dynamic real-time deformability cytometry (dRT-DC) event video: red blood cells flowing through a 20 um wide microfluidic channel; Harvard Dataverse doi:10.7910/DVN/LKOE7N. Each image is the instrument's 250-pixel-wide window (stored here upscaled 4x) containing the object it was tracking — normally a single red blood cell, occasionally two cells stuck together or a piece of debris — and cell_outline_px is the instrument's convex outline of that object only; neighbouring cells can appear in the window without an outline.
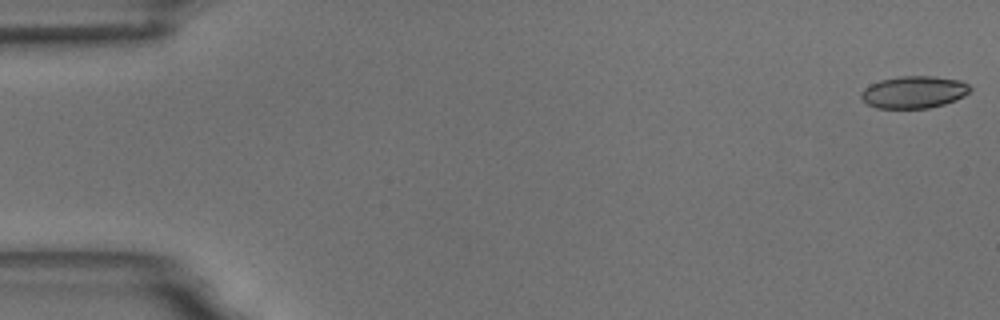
{"species": "common noctule bat (a hibernating species)", "species_latin": "Nyctalus noctula", "temperature_condition": "room temperature", "stored_images_in_passage": 55, "camera_frame_rate_fps": 3000, "um_per_image_px": 0.085, "animal": {"sex": "male", "body_mass_g": 18.8}, "frame": {"image": 1, "passage_image": 1, "time_ms": 0.0, "image_size_px": [1000, 320], "cell_outline_px": [[972, 88], [964, 96], [956, 100], [944, 104], [928, 108], [876, 108], [868, 104], [860, 96], [860, 92], [864, 88], [880, 80], [900, 76], [936, 76], [960, 80], [968, 84]], "centroid_in_image_um": [77.69, 7.82], "position_along_channel_um": 7.3, "area_um2": 20.46}}
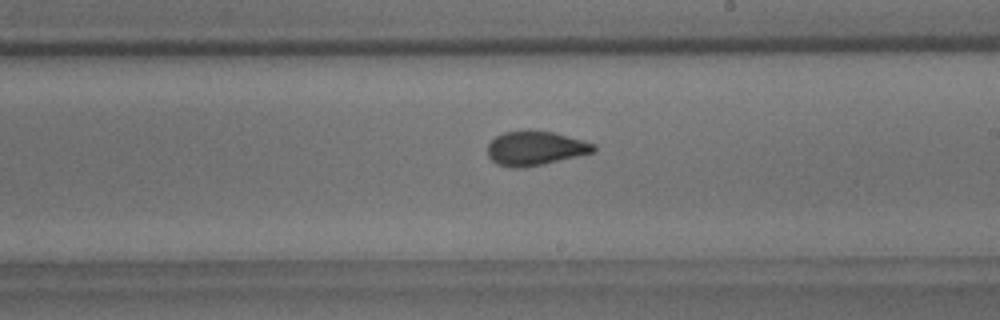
{"frame": {"image": 2, "passage_image": 32, "time_ms": 10.333, "image_size_px": [1000, 320], "cell_outline_px": [[596, 152], [544, 164], [520, 168], [508, 168], [496, 164], [488, 156], [488, 144], [496, 136], [504, 132], [528, 128], [552, 132], [596, 144]], "centroid_in_image_um": [45.49, 12.59], "position_along_channel_um": 243.5, "area_um2": 21.56}}
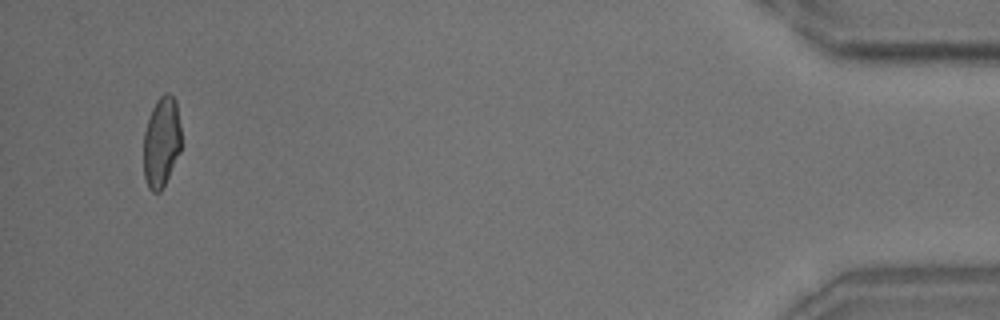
{"frame": {"image": 3, "passage_image": 53, "time_ms": 17.333, "image_size_px": [1000, 320], "cell_outline_px": [[180, 152], [160, 192], [152, 192], [148, 188], [144, 176], [144, 132], [152, 108], [156, 100], [164, 92], [168, 92], [176, 100], [180, 124]], "centroid_in_image_um": [13.72, 12.05], "position_along_channel_um": 421.5, "area_um2": 19.77}, "authors_computed_cell_mechanics": {"area_um2": 20.808, "velocity_mm_per_s": 3.6626, "shape_relaxation_time_tau1_ms": 9.981, "shape_relaxation_time_tau2_ms": 0.8596, "deformation_change_tau1": 0.1864, "deformation_change_tau2": 0.0655}}